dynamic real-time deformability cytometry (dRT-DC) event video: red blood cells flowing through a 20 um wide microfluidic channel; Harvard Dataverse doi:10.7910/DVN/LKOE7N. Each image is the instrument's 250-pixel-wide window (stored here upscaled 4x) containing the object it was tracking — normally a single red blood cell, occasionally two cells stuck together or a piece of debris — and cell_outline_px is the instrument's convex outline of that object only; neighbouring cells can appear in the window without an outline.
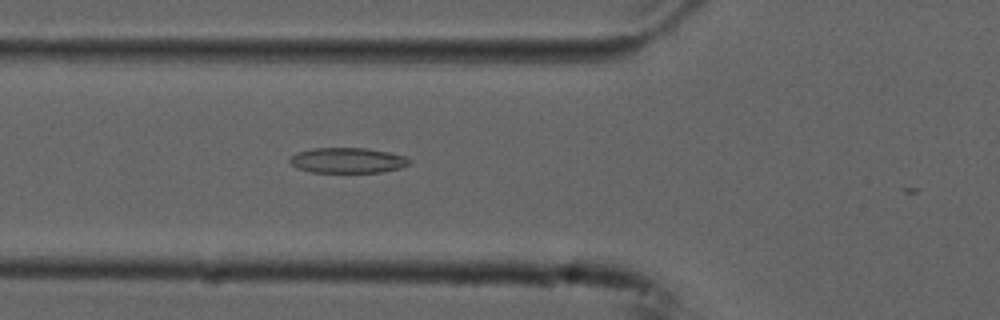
{"species": "common noctule bat (a hibernating species)", "species_latin": "Nyctalus noctula", "temperature_condition": "cold", "stored_images_in_passage": 33, "camera_frame_rate_fps": 3000, "um_per_image_px": 0.085, "animal": {"sex": "male", "forearm_length_mm": 52.5}, "frame": {"image": 1, "passage_image": 19, "time_ms": 6.0, "image_size_px": [1000, 320], "cell_outline_px": [[412, 160], [408, 164], [400, 168], [380, 172], [312, 172], [296, 168], [288, 160], [296, 152], [312, 148], [368, 148], [388, 152], [404, 156]], "centroid_in_image_um": [29.52, 13.62], "position_along_channel_um": 96.3, "area_um2": 17.63}}
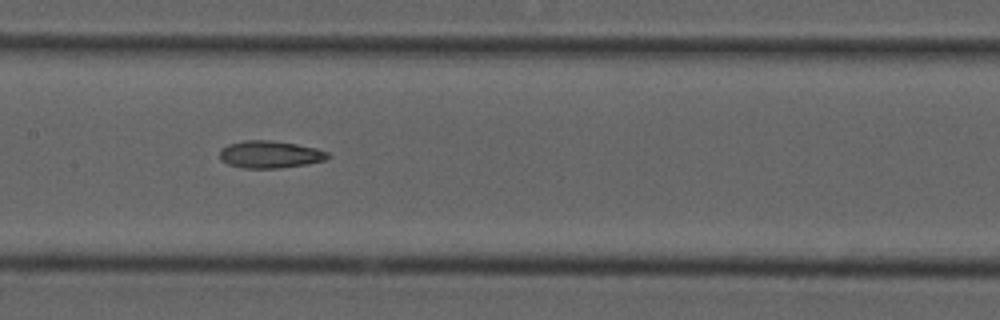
{"frame": {"image": 2, "passage_image": 26, "time_ms": 8.333, "image_size_px": [1000, 320], "cell_outline_px": [[332, 156], [324, 160], [308, 164], [276, 168], [240, 168], [228, 164], [220, 160], [220, 148], [228, 144], [244, 140], [272, 140], [296, 144], [316, 148], [328, 152]], "centroid_in_image_um": [22.93, 13.12], "position_along_channel_um": 184.5, "area_um2": 17.34}}
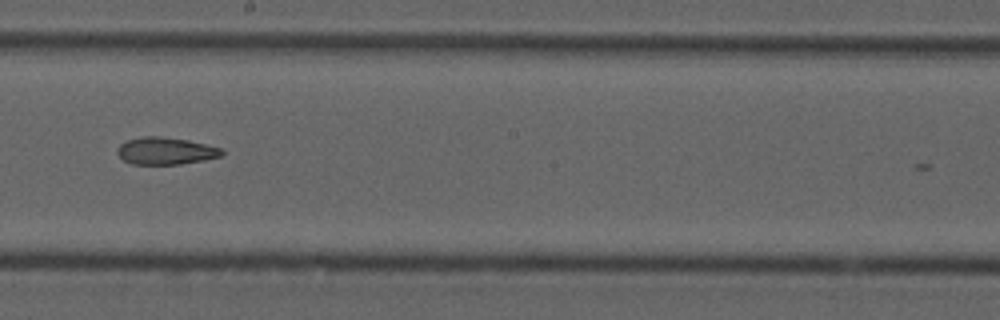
{"frame": {"image": 3, "passage_image": 30, "time_ms": 9.667, "image_size_px": [1000, 320], "cell_outline_px": [[224, 152], [220, 156], [204, 160], [180, 164], [132, 164], [124, 160], [116, 152], [116, 148], [120, 144], [128, 140], [144, 136], [160, 136], [188, 140], [220, 148]], "centroid_in_image_um": [14.05, 12.83], "position_along_channel_um": 234.2, "area_um2": 16.42}}